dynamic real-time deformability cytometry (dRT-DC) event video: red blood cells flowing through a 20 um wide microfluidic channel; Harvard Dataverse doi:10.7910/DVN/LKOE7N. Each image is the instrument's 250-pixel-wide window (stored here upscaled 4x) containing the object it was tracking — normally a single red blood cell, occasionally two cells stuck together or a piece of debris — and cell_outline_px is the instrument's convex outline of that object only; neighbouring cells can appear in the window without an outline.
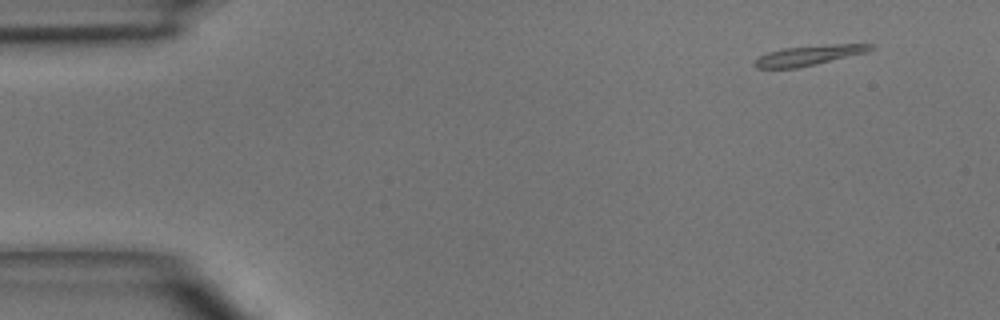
{"species": "common noctule bat (a hibernating species)", "species_latin": "Nyctalus noctula", "temperature_condition": "room temperature", "stored_images_in_passage": 5, "camera_frame_rate_fps": 3000, "um_per_image_px": 0.085, "animal": {"sex": "male", "body_mass_g": 15.6}, "frame": {"image": 1, "passage_image": 2, "time_ms": 1.333, "image_size_px": [1000, 320], "cell_outline_px": [[872, 48], [864, 52], [816, 64], [796, 68], [756, 68], [752, 64], [760, 56], [768, 52], [784, 48], [832, 44], [872, 44]], "centroid_in_image_um": [68.67, 4.71], "position_along_channel_um": 16.3, "area_um2": 13.06}}
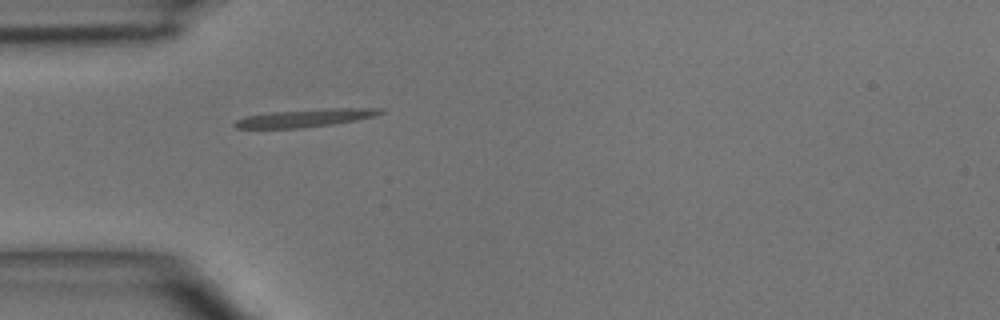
{"frame": {"image": 2, "passage_image": 5, "time_ms": 4.667, "image_size_px": [1000, 320], "cell_outline_px": [[384, 112], [372, 116], [356, 120], [332, 124], [300, 128], [236, 128], [232, 124], [236, 120], [244, 116], [272, 112], [328, 108], [380, 108]], "centroid_in_image_um": [25.9, 10.02], "position_along_channel_um": 59.1, "area_um2": 14.97}}